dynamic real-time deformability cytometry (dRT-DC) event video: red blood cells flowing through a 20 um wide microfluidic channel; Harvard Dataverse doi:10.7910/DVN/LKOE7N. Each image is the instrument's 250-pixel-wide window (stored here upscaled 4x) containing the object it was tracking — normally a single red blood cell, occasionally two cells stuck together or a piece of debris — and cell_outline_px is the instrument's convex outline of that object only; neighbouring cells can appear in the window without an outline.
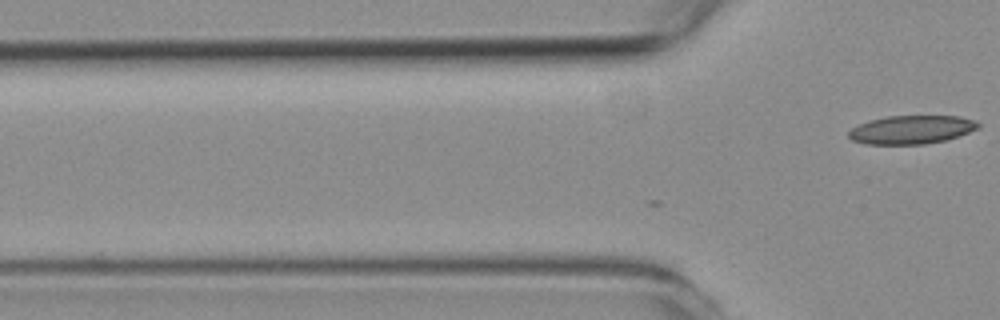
{"species": "common noctule bat (a hibernating species)", "species_latin": "Nyctalus noctula", "temperature_condition": "room temperature", "stored_images_in_passage": 2, "camera_frame_rate_fps": 3000, "um_per_image_px": 0.085, "animal": {"sex": "female", "body_mass_g": 19.3, "forearm_length_mm": 54.1}, "frame": {"image": 1, "passage_image": 2, "time_ms": 0.333, "image_size_px": [1000, 320], "cell_outline_px": [[980, 124], [976, 128], [968, 132], [944, 140], [924, 144], [864, 144], [852, 140], [848, 136], [848, 132], [852, 128], [868, 120], [888, 116], [960, 116], [972, 120]], "centroid_in_image_um": [77.41, 11.02], "position_along_channel_um": 48.4, "area_um2": 21.21}}